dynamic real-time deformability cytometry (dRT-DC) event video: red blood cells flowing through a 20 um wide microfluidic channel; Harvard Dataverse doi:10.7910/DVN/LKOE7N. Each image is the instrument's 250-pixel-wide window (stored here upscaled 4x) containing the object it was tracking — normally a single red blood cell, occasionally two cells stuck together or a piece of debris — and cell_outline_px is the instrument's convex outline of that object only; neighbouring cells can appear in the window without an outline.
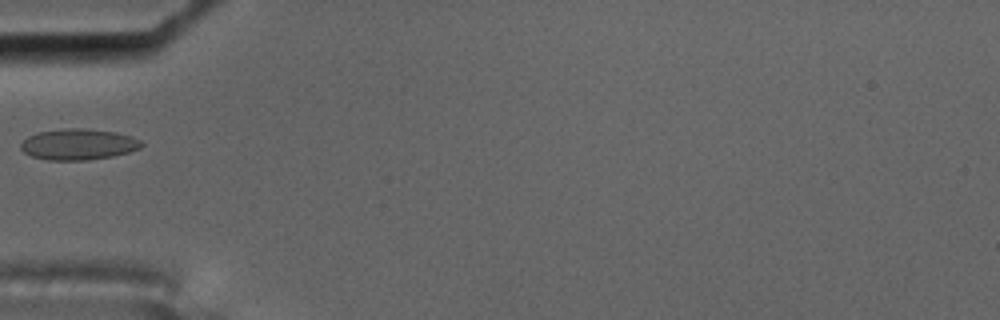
{"species": "common noctule bat (a hibernating species)", "species_latin": "Nyctalus noctula", "temperature_condition": "cold", "stored_images_in_passage": 1, "camera_frame_rate_fps": 3000, "um_per_image_px": 0.085, "animal": {"sex": "male", "body_mass_g": 17.5, "forearm_length_mm": 52.3}, "frame": {"image": 1, "passage_image": 1, "time_ms": 0.0, "image_size_px": [1000, 320], "cell_outline_px": [[144, 144], [140, 148], [128, 152], [112, 156], [88, 160], [48, 160], [32, 156], [24, 152], [20, 148], [20, 144], [28, 136], [36, 132], [64, 128], [88, 128], [116, 132], [132, 136], [140, 140]], "centroid_in_image_um": [6.66, 12.25], "position_along_channel_um": 78.3, "area_um2": 21.96}}